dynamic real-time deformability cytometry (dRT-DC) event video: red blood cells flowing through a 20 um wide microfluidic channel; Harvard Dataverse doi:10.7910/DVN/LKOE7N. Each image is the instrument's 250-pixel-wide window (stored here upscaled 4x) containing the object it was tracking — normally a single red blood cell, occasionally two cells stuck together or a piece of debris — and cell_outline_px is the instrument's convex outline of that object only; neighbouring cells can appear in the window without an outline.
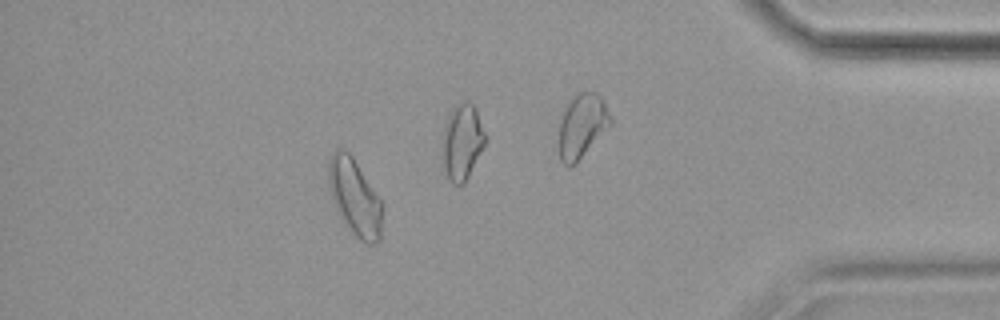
{"species": "common noctule bat (a hibernating species)", "species_latin": "Nyctalus noctula", "temperature_condition": "cold", "stored_images_in_passage": 50, "camera_frame_rate_fps": 3000, "um_per_image_px": 0.085, "animal": {"sex": "female", "body_mass_g": 19.9}, "frame": {"image": 1, "passage_image": 43, "time_ms": 14.0, "image_size_px": [1000, 320], "cell_outline_px": [[380, 240], [376, 244], [368, 244], [360, 240], [352, 232], [340, 216], [328, 188], [328, 160], [332, 152], [336, 148], [344, 148], [352, 156], [380, 196]], "centroid_in_image_um": [30.12, 16.71], "position_along_channel_um": 405.1, "area_um2": 23.87}, "authors_computed_cell_mechanics": {"area_um2": 21.1548, "velocity_mm_per_s": 3.5731, "shape_relaxation_time_tau1_ms": 8.6359, "shape_relaxation_time_tau2_ms": 3.6354, "deformation_change_tau1": 0.1878, "deformation_change_tau2": 0.0856}}